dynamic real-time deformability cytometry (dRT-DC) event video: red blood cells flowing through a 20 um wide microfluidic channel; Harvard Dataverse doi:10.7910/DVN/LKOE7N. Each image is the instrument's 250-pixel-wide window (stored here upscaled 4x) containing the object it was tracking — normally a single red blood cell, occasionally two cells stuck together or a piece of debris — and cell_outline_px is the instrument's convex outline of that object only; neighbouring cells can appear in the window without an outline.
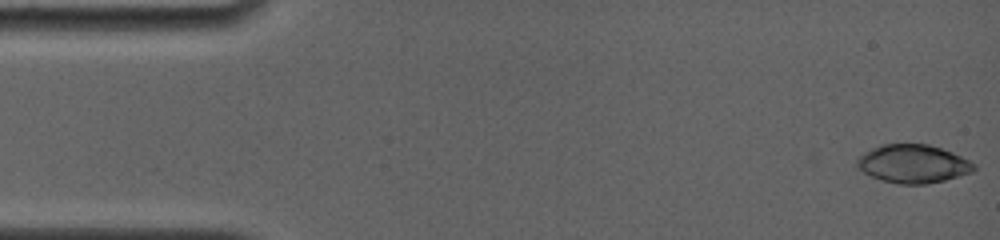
{"species": "common noctule bat (a hibernating species)", "species_latin": "Nyctalus noctula", "temperature_condition": "room temperature", "stored_images_in_passage": 8, "camera_frame_rate_fps": 4000, "um_per_image_px": 0.085, "animal": {"sex": "female", "body_mass_g": 19.0, "forearm_length_mm": 56.7}, "frame": {"image": 1, "passage_image": 1, "time_ms": 0.0, "image_size_px": [1000, 240], "cell_outline_px": [[976, 168], [972, 172], [944, 180], [928, 184], [900, 184], [880, 180], [864, 172], [856, 164], [856, 160], [864, 152], [880, 144], [928, 144], [952, 152], [976, 164]], "centroid_in_image_um": [77.61, 13.92], "position_along_channel_um": 7.4, "area_um2": 26.01}}
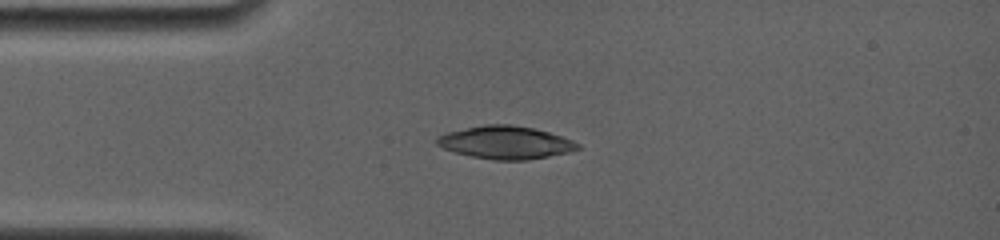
{"frame": {"image": 2, "passage_image": 7, "time_ms": 3.75, "image_size_px": [1000, 240], "cell_outline_px": [[580, 148], [568, 152], [528, 160], [492, 160], [472, 156], [456, 152], [444, 148], [436, 144], [436, 136], [448, 132], [484, 124], [512, 124], [532, 128], [548, 132], [572, 140], [580, 144]], "centroid_in_image_um": [42.96, 12.11], "position_along_channel_um": 42.0, "area_um2": 26.76}}